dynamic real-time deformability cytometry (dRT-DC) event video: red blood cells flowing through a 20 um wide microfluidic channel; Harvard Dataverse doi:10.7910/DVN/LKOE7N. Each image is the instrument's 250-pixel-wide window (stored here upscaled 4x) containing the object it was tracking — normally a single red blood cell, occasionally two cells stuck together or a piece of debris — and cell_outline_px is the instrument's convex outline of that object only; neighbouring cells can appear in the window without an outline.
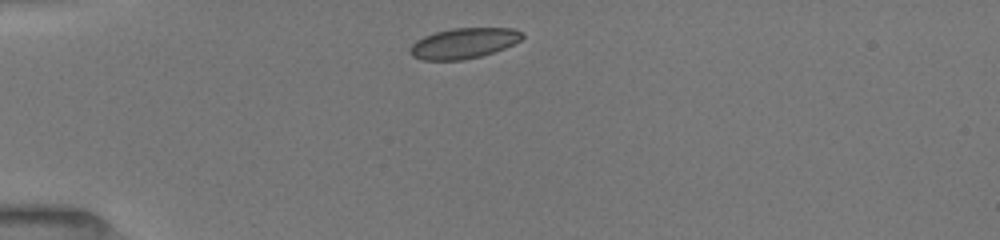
{"species": "common noctule bat (a hibernating species)", "species_latin": "Nyctalus noctula", "temperature_condition": "room temperature", "stored_images_in_passage": 4, "camera_frame_rate_fps": 3000, "um_per_image_px": 0.085, "animal": {"sex": "female", "body_mass_g": 19.5, "forearm_length_mm": 54.1}, "frame": {"image": 1, "passage_image": 1, "time_ms": 0.0, "image_size_px": [1000, 240], "cell_outline_px": [[524, 36], [520, 40], [504, 48], [480, 56], [460, 60], [424, 60], [412, 56], [408, 52], [408, 48], [416, 40], [424, 36], [436, 32], [452, 28], [512, 28], [524, 32]], "centroid_in_image_um": [39.39, 3.67], "position_along_channel_um": 45.6, "area_um2": 19.88}}
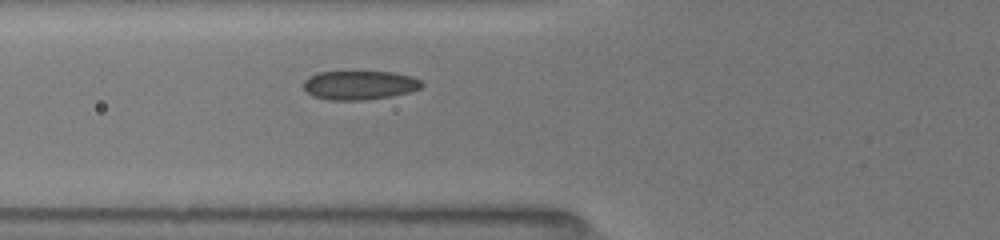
{"frame": {"image": 2, "passage_image": 4, "time_ms": 2.0, "image_size_px": [1000, 240], "cell_outline_px": [[424, 84], [420, 88], [408, 92], [392, 96], [364, 100], [328, 100], [312, 96], [304, 88], [304, 80], [308, 76], [316, 72], [352, 68], [392, 72], [412, 76], [420, 80]], "centroid_in_image_um": [30.51, 7.17], "position_along_channel_um": 95.3, "area_um2": 21.1}}